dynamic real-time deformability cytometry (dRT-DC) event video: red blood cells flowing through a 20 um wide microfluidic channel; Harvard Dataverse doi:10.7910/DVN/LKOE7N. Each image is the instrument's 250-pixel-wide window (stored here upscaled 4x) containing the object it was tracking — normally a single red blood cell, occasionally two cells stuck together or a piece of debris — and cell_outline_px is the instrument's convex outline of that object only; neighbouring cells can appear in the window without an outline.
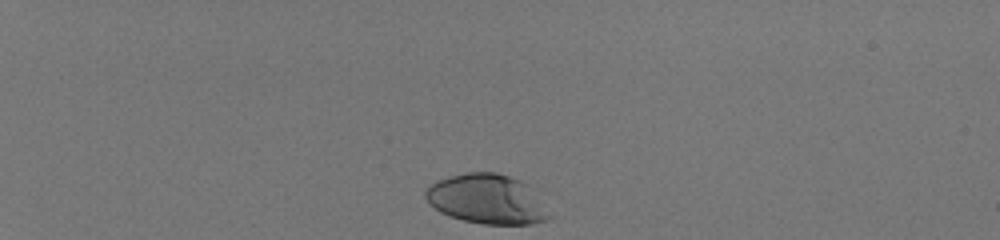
{"species": "human", "species_latin": "Homo sapiens", "temperature_condition": "room temperature", "stored_images_in_passage": 36, "camera_frame_rate_fps": 3000, "um_per_image_px": 0.085, "donor": {"sex": "male"}, "frame": {"image": 1, "passage_image": 1, "time_ms": 0.0, "image_size_px": [1000, 240], "cell_outline_px": [[552, 216], [548, 220], [532, 224], [484, 224], [464, 220], [440, 212], [428, 204], [424, 196], [424, 192], [432, 184], [440, 180], [452, 176], [468, 172], [496, 172], [520, 180], [528, 184]], "centroid_in_image_um": [41.4, 16.94], "position_along_channel_um": 43.6, "area_um2": 35.55}}
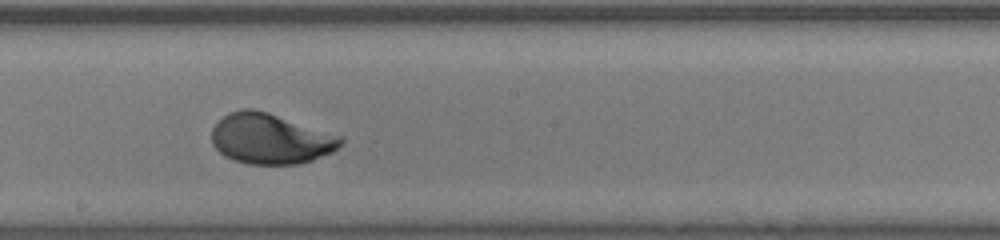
{"frame": {"image": 2, "passage_image": 21, "time_ms": 6.667, "image_size_px": [1000, 240], "cell_outline_px": [[344, 144], [332, 152], [312, 160], [300, 164], [248, 164], [232, 160], [224, 156], [212, 144], [212, 128], [228, 112], [240, 108], [252, 108], [268, 112], [344, 136]], "centroid_in_image_um": [23.02, 11.79], "position_along_channel_um": 225.2, "area_um2": 38.32}}
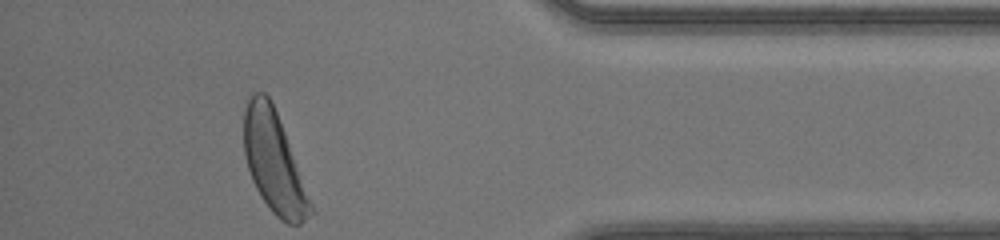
{"frame": {"image": 3, "passage_image": 36, "time_ms": 11.667, "image_size_px": [1000, 240], "cell_outline_px": [[316, 212], [300, 224], [288, 224], [280, 220], [272, 212], [260, 196], [252, 180], [244, 156], [244, 100], [252, 92], [264, 92], [268, 96], [276, 112]], "centroid_in_image_um": [23.27, 13.8], "position_along_channel_um": 411.9, "area_um2": 39.13}, "authors_computed_cell_mechanics": {"area_um2": 37.281, "velocity_mm_per_s": 4.1405, "shape_relaxation_time_tau1_ms": 1.9841, "shape_relaxation_time_tau2_ms": null, "deformation_change_tau1": 0.1456, "deformation_change_tau2": null}}